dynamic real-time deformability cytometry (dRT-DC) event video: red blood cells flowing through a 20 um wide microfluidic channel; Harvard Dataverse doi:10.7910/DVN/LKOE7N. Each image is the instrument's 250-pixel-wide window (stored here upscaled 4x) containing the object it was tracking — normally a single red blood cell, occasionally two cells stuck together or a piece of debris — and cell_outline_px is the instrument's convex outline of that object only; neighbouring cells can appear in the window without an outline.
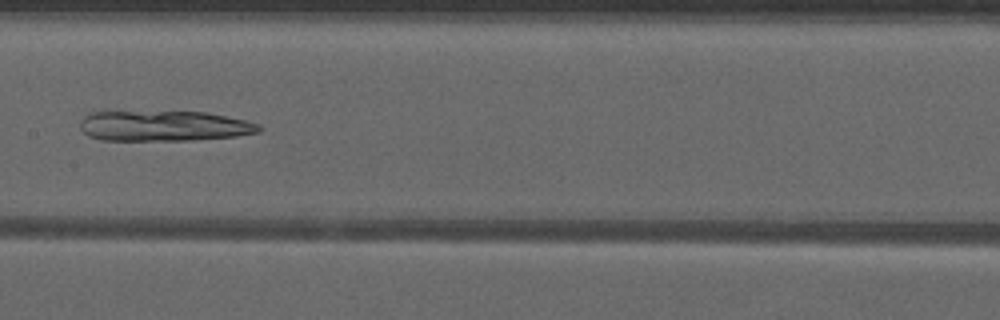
{"species": "common noctule bat (a hibernating species)", "species_latin": "Nyctalus noctula", "temperature_condition": "warm", "stored_images_in_passage": 36, "camera_frame_rate_fps": 3000, "um_per_image_px": 0.085, "animal": {"sex": "male", "forearm_length_mm": 52.5}, "frame": {"image": 1, "passage_image": 14, "time_ms": 4.333, "image_size_px": [1000, 320], "cell_outline_px": [[264, 128], [260, 132], [236, 136], [196, 140], [100, 140], [88, 136], [80, 128], [80, 120], [88, 112], [104, 108], [116, 108], [204, 112], [244, 120], [260, 124]], "centroid_in_image_um": [13.78, 10.64], "position_along_channel_um": 193.6, "area_um2": 33.58}}
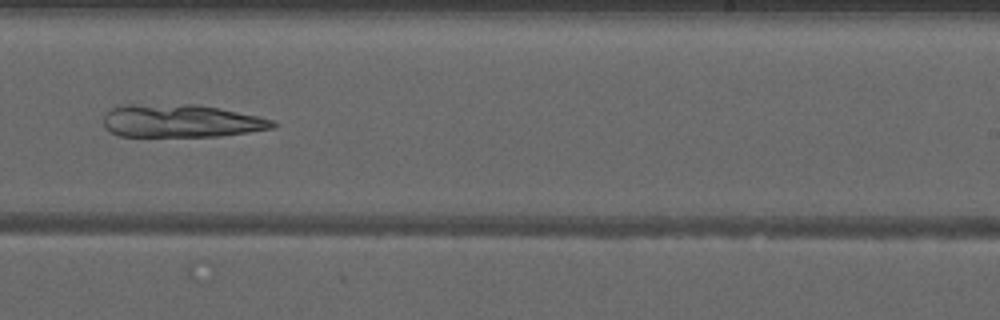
{"frame": {"image": 2, "passage_image": 20, "time_ms": 6.333, "image_size_px": [1000, 320], "cell_outline_px": [[276, 128], [220, 136], [120, 136], [112, 132], [104, 124], [104, 116], [112, 108], [124, 104], [196, 104], [256, 116], [272, 120], [276, 124]], "centroid_in_image_um": [15.37, 10.28], "position_along_channel_um": 273.6, "area_um2": 32.19}}
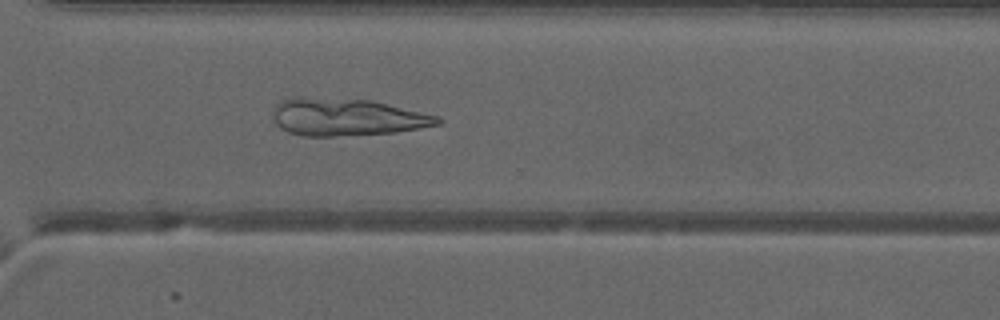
{"frame": {"image": 3, "passage_image": 25, "time_ms": 8.0, "image_size_px": [1000, 320], "cell_outline_px": [[444, 120], [440, 124], [420, 128], [392, 132], [332, 136], [304, 136], [288, 132], [280, 128], [276, 124], [276, 104], [284, 100], [296, 96], [300, 96], [372, 100], [436, 116]], "centroid_in_image_um": [29.47, 9.94], "position_along_channel_um": 341.1, "area_um2": 35.37}}